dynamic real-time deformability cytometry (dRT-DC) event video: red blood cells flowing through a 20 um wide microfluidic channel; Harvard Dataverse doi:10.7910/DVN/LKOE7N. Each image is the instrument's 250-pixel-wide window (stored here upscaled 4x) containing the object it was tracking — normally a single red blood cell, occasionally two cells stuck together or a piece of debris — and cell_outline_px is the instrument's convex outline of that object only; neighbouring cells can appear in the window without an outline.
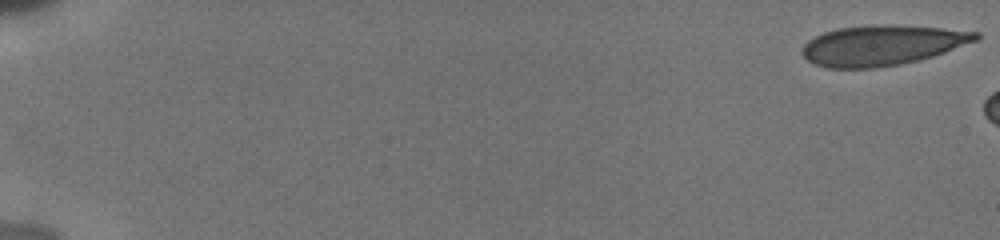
{"species": "human", "species_latin": "Homo sapiens", "temperature_condition": "cold", "stored_images_in_passage": 8, "camera_frame_rate_fps": 3000, "um_per_image_px": 0.085, "donor": {"sex": "male"}, "frame": {"image": 1, "passage_image": 1, "time_ms": 0.0, "image_size_px": [1000, 240], "cell_outline_px": [[980, 40], [920, 60], [900, 64], [872, 68], [828, 68], [816, 64], [808, 60], [804, 56], [804, 44], [808, 40], [824, 32], [836, 28], [872, 24], [884, 24], [940, 28], [980, 32]], "centroid_in_image_um": [75.01, 3.84], "position_along_channel_um": 10.0, "area_um2": 40.58}}